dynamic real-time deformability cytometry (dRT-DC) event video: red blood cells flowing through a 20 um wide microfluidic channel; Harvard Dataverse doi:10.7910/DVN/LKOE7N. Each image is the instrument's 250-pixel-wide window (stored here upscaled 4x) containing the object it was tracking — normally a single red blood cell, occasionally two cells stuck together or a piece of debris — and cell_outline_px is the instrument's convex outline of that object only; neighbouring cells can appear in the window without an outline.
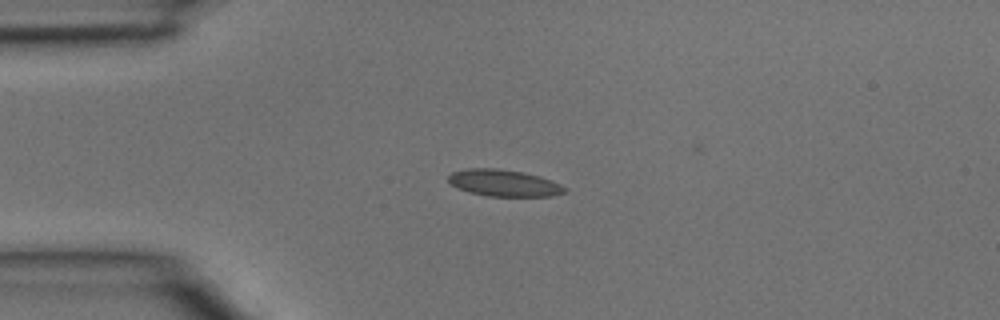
{"species": "common noctule bat (a hibernating species)", "species_latin": "Nyctalus noctula", "temperature_condition": "room temperature", "stored_images_in_passage": 2, "camera_frame_rate_fps": 3000, "um_per_image_px": 0.085, "animal": {"sex": "male", "body_mass_g": 15.6}, "frame": {"image": 1, "passage_image": 1, "time_ms": 0.0, "image_size_px": [1000, 320], "cell_outline_px": [[568, 192], [552, 196], [488, 196], [468, 192], [456, 188], [448, 180], [448, 176], [452, 172], [468, 168], [496, 168], [524, 172], [540, 176], [560, 184], [568, 188]], "centroid_in_image_um": [42.85, 15.56], "position_along_channel_um": 42.1, "area_um2": 18.26}}